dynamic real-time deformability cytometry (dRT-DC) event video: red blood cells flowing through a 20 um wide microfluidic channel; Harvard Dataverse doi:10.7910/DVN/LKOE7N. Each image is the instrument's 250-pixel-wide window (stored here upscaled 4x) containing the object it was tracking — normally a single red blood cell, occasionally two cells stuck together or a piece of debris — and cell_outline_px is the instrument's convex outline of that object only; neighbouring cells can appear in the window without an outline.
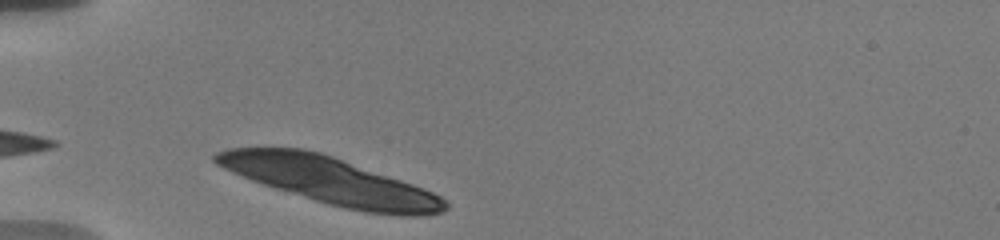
{"species": "human", "species_latin": "Homo sapiens", "temperature_condition": "warm", "stored_images_in_passage": 33, "camera_frame_rate_fps": 3000, "um_per_image_px": 0.085, "donor": {"sex": "male"}, "frame": {"image": 1, "passage_image": 1, "time_ms": 0.0, "image_size_px": [1000, 240], "cell_outline_px": [[448, 208], [440, 212], [424, 216], [400, 216], [364, 212], [344, 208], [328, 204], [276, 188], [252, 180], [232, 172], [216, 164], [212, 160], [212, 156], [216, 152], [228, 148], [300, 148], [320, 152], [332, 156], [412, 184], [432, 192], [440, 196], [448, 204]], "centroid_in_image_um": [28.07, 15.37], "position_along_channel_um": 56.9, "area_um2": 61.56}}
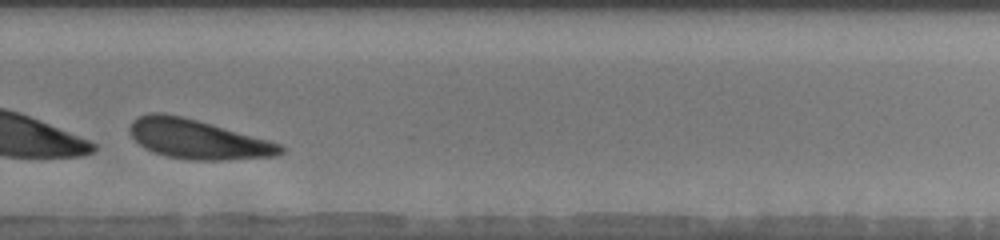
{"frame": {"image": 2, "passage_image": 24, "time_ms": 7.667, "image_size_px": [1000, 240], "cell_outline_px": [[284, 152], [276, 156], [228, 160], [188, 160], [168, 156], [152, 152], [144, 148], [128, 132], [128, 128], [132, 120], [148, 112], [164, 112], [184, 116], [268, 140], [280, 144], [284, 148]], "centroid_in_image_um": [16.76, 11.82], "position_along_channel_um": 313.0, "area_um2": 34.8}, "authors_computed_cell_mechanics": {"area_um2": 34.9112, "velocity_mm_per_s": 3.6295, "shape_relaxation_time_tau1_ms": 1.7604, "shape_relaxation_time_tau2_ms": null, "deformation_change_tau1": 0.2353, "deformation_change_tau2": null}}